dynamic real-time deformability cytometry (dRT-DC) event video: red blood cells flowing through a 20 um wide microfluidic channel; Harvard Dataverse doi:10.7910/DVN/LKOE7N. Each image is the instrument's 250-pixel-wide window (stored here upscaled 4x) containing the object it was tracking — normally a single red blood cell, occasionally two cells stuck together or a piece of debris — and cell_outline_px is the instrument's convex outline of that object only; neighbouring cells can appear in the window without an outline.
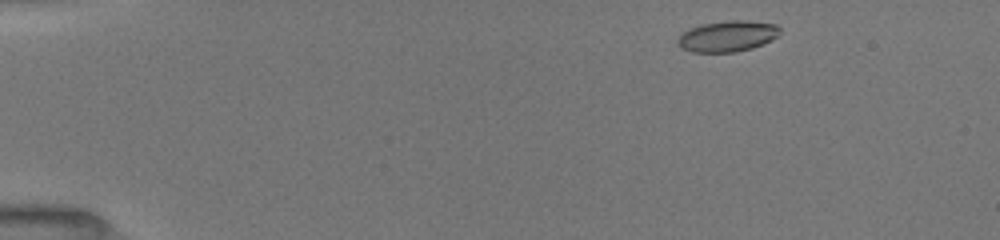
{"species": "common noctule bat (a hibernating species)", "species_latin": "Nyctalus noctula", "temperature_condition": "room temperature", "stored_images_in_passage": 36, "camera_frame_rate_fps": 3000, "um_per_image_px": 0.085, "animal": {"sex": "female", "body_mass_g": 19.5, "forearm_length_mm": 54.1}, "frame": {"image": 1, "passage_image": 2, "time_ms": 0.333, "image_size_px": [1000, 240], "cell_outline_px": [[780, 32], [772, 40], [764, 44], [752, 48], [736, 52], [692, 52], [680, 48], [676, 44], [676, 40], [680, 32], [688, 28], [700, 24], [728, 20], [748, 20], [776, 24], [780, 28]], "centroid_in_image_um": [61.78, 3.07], "position_along_channel_um": 23.2, "area_um2": 18.9}}
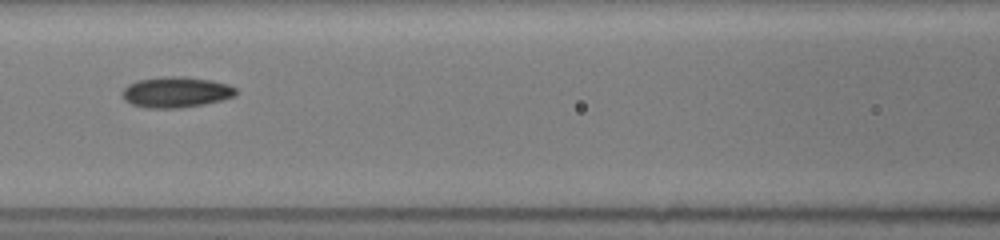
{"frame": {"image": 2, "passage_image": 16, "time_ms": 6.0, "image_size_px": [1000, 240], "cell_outline_px": [[236, 96], [204, 104], [180, 108], [144, 108], [132, 104], [124, 100], [124, 88], [128, 84], [136, 80], [164, 76], [184, 76], [212, 80], [228, 84], [236, 88]], "centroid_in_image_um": [14.97, 7.82], "position_along_channel_um": 151.6, "area_um2": 20.46}}
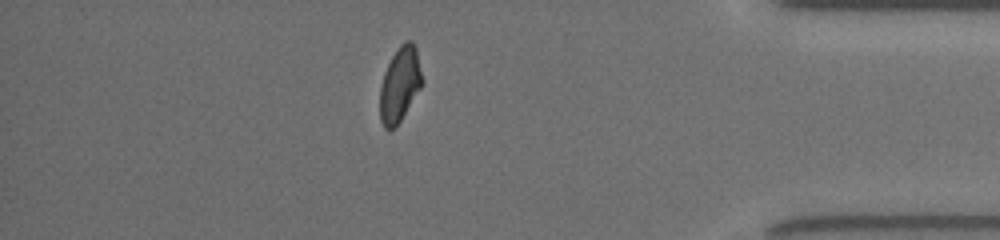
{"frame": {"image": 3, "passage_image": 31, "time_ms": 13.0, "image_size_px": [1000, 240], "cell_outline_px": [[420, 88], [400, 120], [388, 132], [384, 128], [380, 120], [380, 88], [384, 72], [392, 56], [400, 44], [404, 40], [412, 40], [416, 48], [420, 72]], "centroid_in_image_um": [33.94, 7.17], "position_along_channel_um": 401.3, "area_um2": 17.86}, "authors_computed_cell_mechanics": {"area_um2": 18.7272, "velocity_mm_per_s": 4.0033, "shape_relaxation_time_tau1_ms": 6.1423, "shape_relaxation_time_tau2_ms": 2.5121, "deformation_change_tau1": 0.1603, "deformation_change_tau2": 0.0793}}